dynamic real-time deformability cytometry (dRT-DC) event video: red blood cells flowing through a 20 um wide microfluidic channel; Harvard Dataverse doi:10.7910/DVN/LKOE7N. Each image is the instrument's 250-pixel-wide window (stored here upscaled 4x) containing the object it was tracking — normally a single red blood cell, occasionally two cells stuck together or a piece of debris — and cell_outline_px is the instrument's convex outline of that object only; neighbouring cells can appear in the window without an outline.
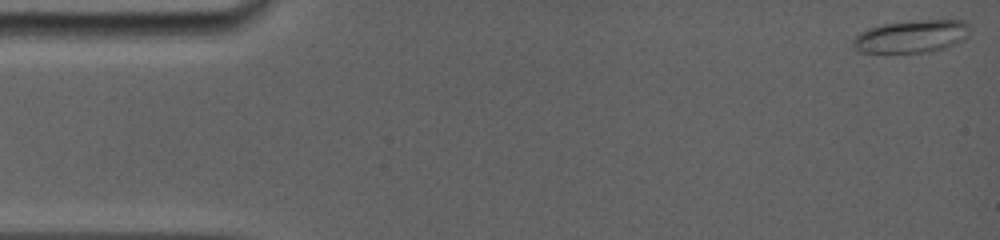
{"species": "common noctule bat (a hibernating species)", "species_latin": "Nyctalus noctula", "temperature_condition": "room temperature", "stored_images_in_passage": 8, "camera_frame_rate_fps": 5000, "um_per_image_px": 0.085, "animal": {"sex": "female", "body_mass_g": 19.0, "forearm_length_mm": 56.7}, "frame": {"image": 1, "passage_image": 1, "time_ms": 0.0, "image_size_px": [1000, 240], "cell_outline_px": [[972, 24], [968, 36], [956, 44], [932, 52], [860, 52], [852, 44], [852, 40], [860, 32], [868, 28], [884, 24], [912, 20], [964, 20]], "centroid_in_image_um": [77.54, 3.08], "position_along_channel_um": 7.5, "area_um2": 22.43}}